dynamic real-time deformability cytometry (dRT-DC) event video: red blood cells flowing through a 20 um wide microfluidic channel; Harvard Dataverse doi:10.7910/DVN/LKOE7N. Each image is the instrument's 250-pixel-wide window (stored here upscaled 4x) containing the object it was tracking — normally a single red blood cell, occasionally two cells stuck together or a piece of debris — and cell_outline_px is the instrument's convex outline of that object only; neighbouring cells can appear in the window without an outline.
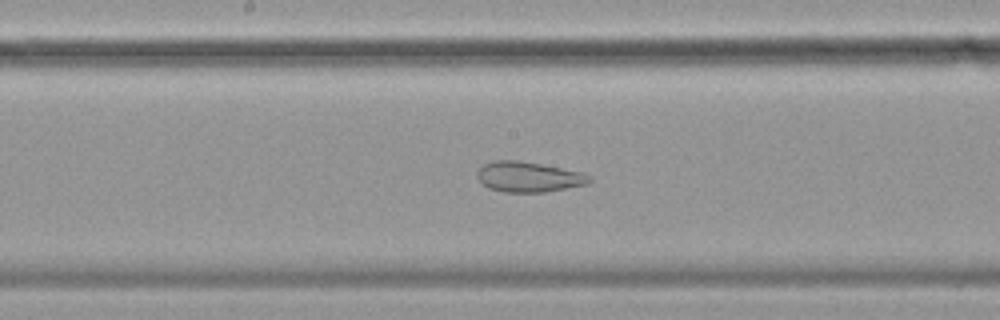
{"species": "common noctule bat (a hibernating species)", "species_latin": "Nyctalus noctula", "temperature_condition": "cold", "stored_images_in_passage": 47, "camera_frame_rate_fps": 3000, "um_per_image_px": 0.085, "animal": {"sex": "female", "body_mass_g": 19.9}, "frame": {"image": 1, "passage_image": 19, "time_ms": 6.0, "image_size_px": [1000, 320], "cell_outline_px": [[592, 180], [588, 184], [544, 192], [504, 192], [488, 188], [476, 176], [476, 172], [484, 164], [492, 160], [516, 160], [540, 164], [580, 172], [592, 176]], "centroid_in_image_um": [44.91, 15.04], "position_along_channel_um": 203.3, "area_um2": 19.71}}
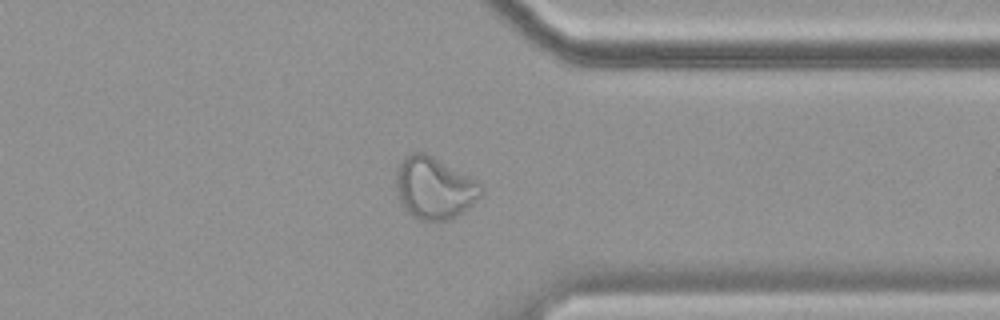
{"frame": {"image": 2, "passage_image": 34, "time_ms": 11.0, "image_size_px": [1000, 320], "cell_outline_px": [[484, 196], [464, 212], [440, 224], [420, 220], [412, 216], [404, 208], [400, 200], [396, 188], [396, 168], [400, 160], [412, 152], [424, 152], [432, 156], [476, 180], [484, 188]], "centroid_in_image_um": [36.94, 16.02], "position_along_channel_um": 374.5, "area_um2": 31.33}, "authors_computed_cell_mechanics": {"area_um2": 27.3972, "velocity_mm_per_s": 3.4988, "shape_relaxation_time_tau1_ms": null, "shape_relaxation_time_tau2_ms": 1.7859, "deformation_change_tau1": null, "deformation_change_tau2": 0.085}}